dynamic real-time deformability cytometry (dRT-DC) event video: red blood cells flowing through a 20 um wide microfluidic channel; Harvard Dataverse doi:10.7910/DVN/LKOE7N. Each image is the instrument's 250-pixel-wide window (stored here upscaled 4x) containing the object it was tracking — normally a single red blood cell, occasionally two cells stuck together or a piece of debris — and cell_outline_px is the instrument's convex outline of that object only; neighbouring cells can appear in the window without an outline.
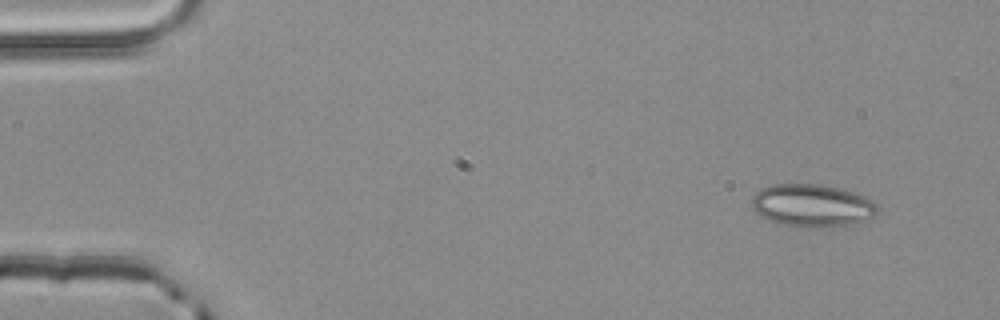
{"species": "common noctule bat (a hibernating species)", "species_latin": "Nyctalus noctula", "temperature_condition": "room temperature", "stored_images_in_passage": 3, "camera_frame_rate_fps": 3000, "um_per_image_px": 0.085, "animal": {"sex": "male", "body_mass_g": 20.4}, "frame": {"image": 1, "passage_image": 1, "time_ms": 0.0, "image_size_px": [1000, 320], "cell_outline_px": [[880, 212], [876, 216], [856, 224], [828, 228], [804, 228], [780, 224], [768, 220], [756, 212], [752, 208], [752, 196], [760, 188], [772, 184], [824, 184], [856, 192], [872, 200], [880, 208]], "centroid_in_image_um": [69.09, 17.48], "position_along_channel_um": 15.9, "area_um2": 32.19}}